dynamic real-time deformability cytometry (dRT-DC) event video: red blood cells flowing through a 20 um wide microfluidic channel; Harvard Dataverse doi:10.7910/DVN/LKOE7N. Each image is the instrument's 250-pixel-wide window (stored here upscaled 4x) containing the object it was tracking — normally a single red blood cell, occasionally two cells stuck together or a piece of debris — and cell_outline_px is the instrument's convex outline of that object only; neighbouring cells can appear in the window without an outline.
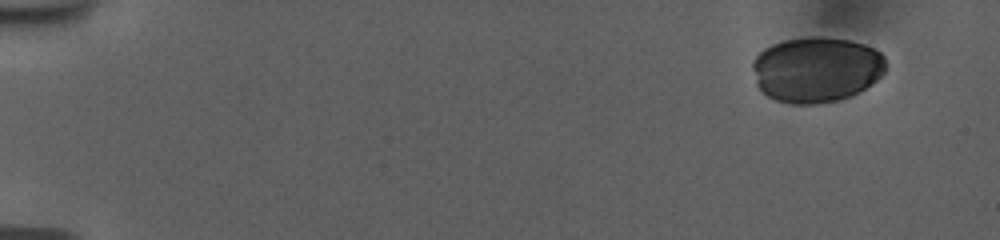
{"species": "human", "species_latin": "Homo sapiens", "temperature_condition": "room temperature", "stored_images_in_passage": 44, "camera_frame_rate_fps": 3000, "um_per_image_px": 0.085, "donor": {"sex": "female"}, "frame": {"image": 1, "passage_image": 1, "time_ms": 0.0, "image_size_px": [1000, 240], "cell_outline_px": [[884, 72], [872, 84], [852, 96], [836, 100], [812, 104], [792, 104], [776, 100], [768, 96], [756, 84], [752, 68], [752, 60], [764, 48], [772, 44], [784, 40], [812, 36], [848, 40], [864, 44], [880, 52], [884, 56]], "centroid_in_image_um": [69.37, 5.91], "position_along_channel_um": 15.6, "area_um2": 50.75}}
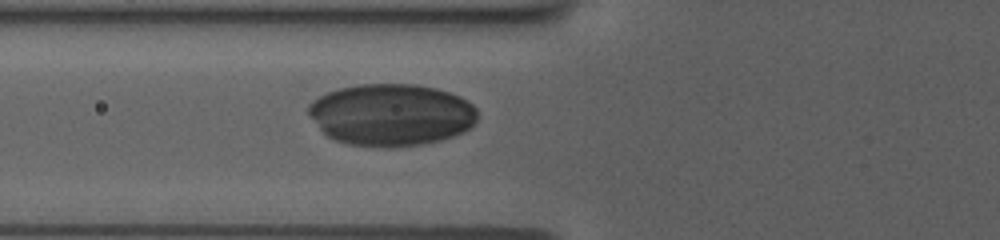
{"frame": {"image": 2, "passage_image": 19, "time_ms": 6.0, "image_size_px": [1000, 240], "cell_outline_px": [[476, 120], [464, 132], [440, 140], [424, 144], [396, 148], [380, 148], [348, 144], [332, 140], [308, 116], [308, 104], [312, 100], [328, 92], [340, 88], [356, 84], [416, 84], [436, 88], [460, 96], [468, 100], [476, 108]], "centroid_in_image_um": [33.23, 9.76], "position_along_channel_um": 92.6, "area_um2": 61.67}}
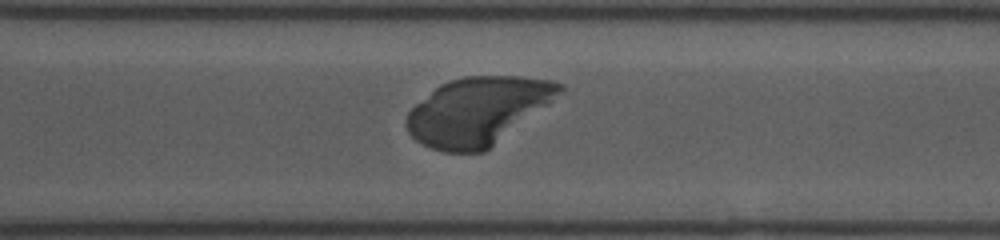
{"frame": {"image": 3, "passage_image": 38, "time_ms": 12.333, "image_size_px": [1000, 240], "cell_outline_px": [[564, 92], [484, 152], [444, 152], [420, 144], [408, 132], [404, 124], [404, 120], [408, 112], [416, 104], [440, 84], [448, 80], [464, 76], [520, 76], [552, 80], [564, 84]], "centroid_in_image_um": [40.6, 9.43], "position_along_channel_um": 330.0, "area_um2": 60.23}}